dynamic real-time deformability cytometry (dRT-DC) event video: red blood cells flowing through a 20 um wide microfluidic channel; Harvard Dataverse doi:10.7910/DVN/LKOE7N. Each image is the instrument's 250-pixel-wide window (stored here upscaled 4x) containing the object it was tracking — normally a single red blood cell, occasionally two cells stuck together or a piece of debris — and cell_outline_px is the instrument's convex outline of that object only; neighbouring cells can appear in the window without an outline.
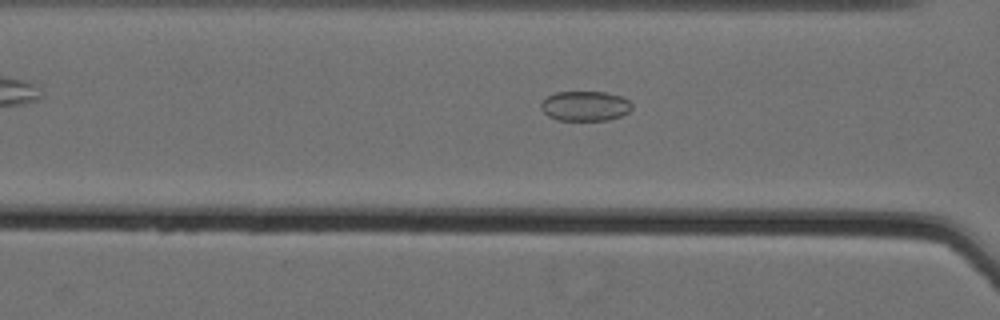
{"species": "Egyptian fruit bat (a non-hibernating species)", "species_latin": "Rousettus aegyptiacus", "temperature_condition": "cold", "stored_images_in_passage": 62, "camera_frame_rate_fps": 3000, "um_per_image_px": 0.085, "animal": {"sex": "female"}, "frame": {"image": 1, "passage_image": 30, "time_ms": 9.667, "image_size_px": [1000, 320], "cell_outline_px": [[632, 108], [628, 112], [620, 116], [608, 120], [556, 120], [548, 116], [540, 108], [540, 104], [548, 96], [556, 92], [604, 92], [620, 96], [628, 100], [632, 104]], "centroid_in_image_um": [49.72, 9.01], "position_along_channel_um": 116.9, "area_um2": 15.78}}
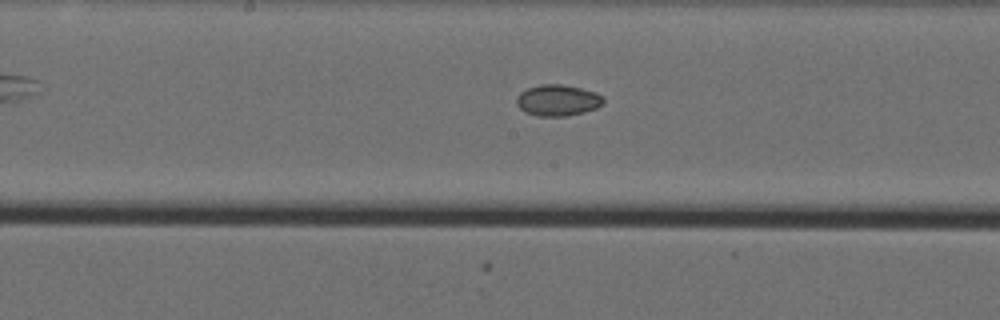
{"frame": {"image": 2, "passage_image": 37, "time_ms": 12.0, "image_size_px": [1000, 320], "cell_outline_px": [[604, 104], [596, 108], [584, 112], [568, 116], [536, 116], [524, 112], [516, 104], [516, 96], [520, 92], [528, 88], [540, 84], [560, 84], [580, 88], [596, 92], [604, 96]], "centroid_in_image_um": [47.41, 8.53], "position_along_channel_um": 200.8, "area_um2": 16.01}}
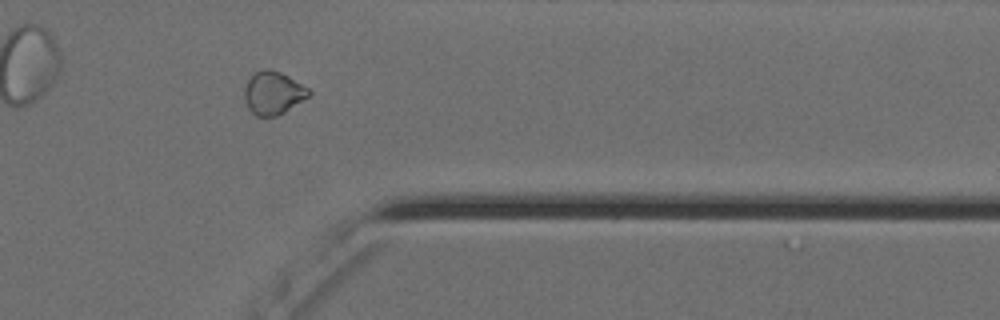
{"frame": {"image": 3, "passage_image": 53, "time_ms": 17.333, "image_size_px": [1000, 320], "cell_outline_px": [[312, 92], [308, 96], [284, 112], [276, 116], [256, 116], [248, 108], [244, 100], [244, 88], [248, 80], [260, 68], [268, 68], [280, 72], [288, 76], [308, 88]], "centroid_in_image_um": [23.19, 7.89], "position_along_channel_um": 388.2, "area_um2": 16.01}}